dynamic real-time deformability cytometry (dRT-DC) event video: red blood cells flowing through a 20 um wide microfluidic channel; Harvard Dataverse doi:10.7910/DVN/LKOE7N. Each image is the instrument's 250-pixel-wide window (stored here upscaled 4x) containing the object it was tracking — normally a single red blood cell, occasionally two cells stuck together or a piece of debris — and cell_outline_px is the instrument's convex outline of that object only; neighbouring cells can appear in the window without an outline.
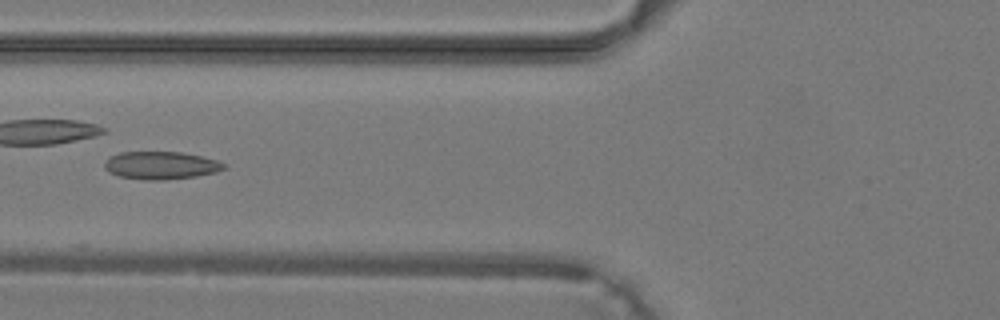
{"species": "common noctule bat (a hibernating species)", "species_latin": "Nyctalus noctula", "temperature_condition": "warm", "stored_images_in_passage": 29, "camera_frame_rate_fps": 3000, "um_per_image_px": 0.085, "animal": {"sex": "male", "body_mass_g": 19.2, "forearm_length_mm": 51.8}, "frame": {"image": 1, "passage_image": 5, "time_ms": 1.333, "image_size_px": [1000, 320], "cell_outline_px": [[228, 168], [216, 172], [196, 176], [164, 180], [144, 180], [116, 176], [108, 172], [104, 168], [104, 164], [108, 156], [120, 152], [180, 152], [200, 156], [216, 160], [228, 164]], "centroid_in_image_um": [13.66, 14.06], "position_along_channel_um": 112.1, "area_um2": 19.59}}